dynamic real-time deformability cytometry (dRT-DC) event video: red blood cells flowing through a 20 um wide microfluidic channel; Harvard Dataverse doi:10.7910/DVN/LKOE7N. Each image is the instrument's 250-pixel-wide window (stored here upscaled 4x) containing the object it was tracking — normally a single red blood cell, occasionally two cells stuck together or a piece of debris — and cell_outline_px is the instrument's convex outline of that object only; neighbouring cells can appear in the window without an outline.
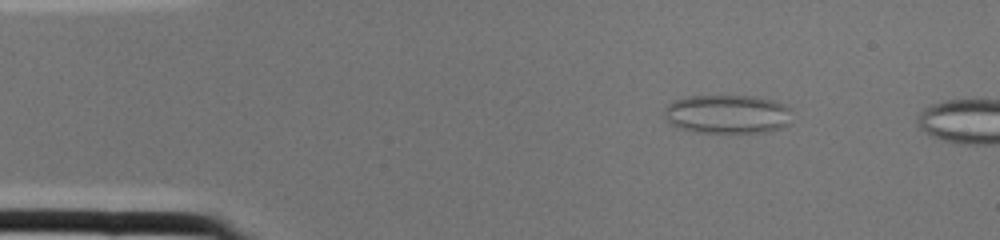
{"species": "common noctule bat (a hibernating species)", "species_latin": "Nyctalus noctula", "temperature_condition": "cold", "stored_images_in_passage": 2, "camera_frame_rate_fps": 3000, "um_per_image_px": 0.085, "animal": {"sex": "female", "body_mass_g": 22.0, "forearm_length_mm": 56.7}, "frame": {"image": 1, "passage_image": 1, "time_ms": 0.0, "image_size_px": [1000, 240], "cell_outline_px": [[788, 124], [784, 128], [768, 132], [700, 132], [680, 128], [672, 124], [664, 116], [664, 108], [672, 100], [688, 96], [756, 96], [776, 100], [788, 104]], "centroid_in_image_um": [61.84, 9.68], "position_along_channel_um": 23.2, "area_um2": 29.02}}